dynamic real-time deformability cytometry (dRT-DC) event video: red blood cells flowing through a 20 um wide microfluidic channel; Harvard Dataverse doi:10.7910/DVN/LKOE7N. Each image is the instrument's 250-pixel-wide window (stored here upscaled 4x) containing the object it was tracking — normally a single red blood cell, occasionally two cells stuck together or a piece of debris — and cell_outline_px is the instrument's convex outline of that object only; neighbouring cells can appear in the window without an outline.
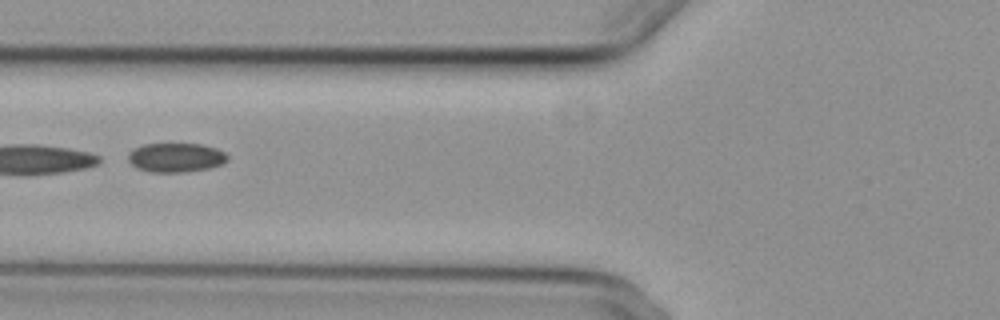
{"species": "common noctule bat (a hibernating species)", "species_latin": "Nyctalus noctula", "temperature_condition": "cold", "stored_images_in_passage": 6, "camera_frame_rate_fps": 3000, "um_per_image_px": 0.085, "animal": {"sex": "female", "body_mass_g": 29.2, "forearm_length_mm": 56.3}, "frame": {"image": 1, "passage_image": 4, "time_ms": 3.667, "image_size_px": [1000, 320], "cell_outline_px": [[228, 160], [224, 164], [208, 168], [184, 172], [152, 172], [136, 168], [128, 160], [128, 152], [132, 148], [144, 144], [200, 144], [216, 148], [224, 152], [228, 156]], "centroid_in_image_um": [14.93, 13.39], "position_along_channel_um": 110.9, "area_um2": 16.99}}
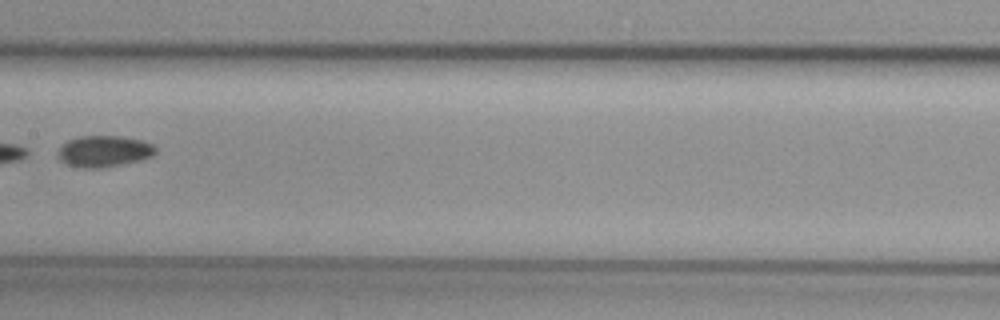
{"frame": {"image": 2, "passage_image": 6, "time_ms": 6.0, "image_size_px": [1000, 320], "cell_outline_px": [[156, 152], [152, 156], [140, 160], [100, 168], [84, 168], [68, 164], [60, 160], [56, 156], [60, 148], [68, 140], [80, 136], [124, 136], [144, 140], [152, 144], [156, 148]], "centroid_in_image_um": [8.86, 12.84], "position_along_channel_um": 198.5, "area_um2": 17.8}}